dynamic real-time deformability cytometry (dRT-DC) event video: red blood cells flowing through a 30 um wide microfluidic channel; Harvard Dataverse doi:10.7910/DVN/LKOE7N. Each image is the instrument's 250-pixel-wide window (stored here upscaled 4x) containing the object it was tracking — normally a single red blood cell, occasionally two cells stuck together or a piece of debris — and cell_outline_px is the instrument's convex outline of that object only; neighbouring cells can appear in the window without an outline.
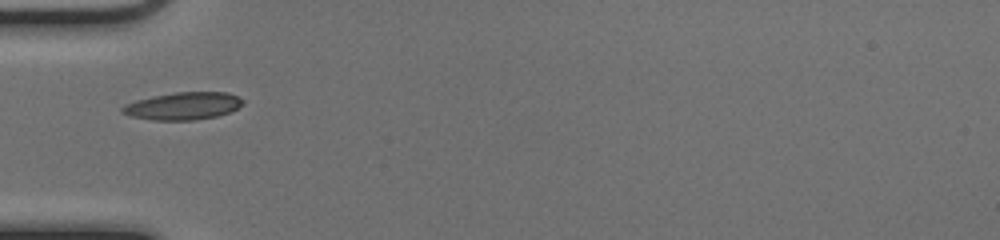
{"species": "common noctule bat (a hibernating species)", "species_latin": "Nyctalus noctula", "temperature_condition": "cold", "stored_images_in_passage": 19, "camera_frame_rate_fps": 3000, "um_per_image_px": 0.085, "animal": {"sex": "female", "body_mass_g": 17.0, "forearm_length_mm": 48.0}, "frame": {"image": 1, "passage_image": 1, "time_ms": 0.0, "image_size_px": [1000, 240], "cell_outline_px": [[244, 104], [228, 112], [216, 116], [192, 120], [156, 120], [132, 116], [124, 112], [120, 108], [124, 104], [136, 100], [152, 96], [176, 92], [228, 92], [244, 100]], "centroid_in_image_um": [15.57, 8.99], "position_along_channel_um": 69.4, "area_um2": 19.07}}